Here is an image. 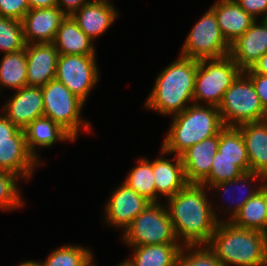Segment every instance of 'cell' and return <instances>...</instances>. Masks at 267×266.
Wrapping results in <instances>:
<instances>
[{
  "label": "cell",
  "instance_id": "cell-38",
  "mask_svg": "<svg viewBox=\"0 0 267 266\" xmlns=\"http://www.w3.org/2000/svg\"><path fill=\"white\" fill-rule=\"evenodd\" d=\"M20 130L2 112L0 113V142L12 141V137Z\"/></svg>",
  "mask_w": 267,
  "mask_h": 266
},
{
  "label": "cell",
  "instance_id": "cell-24",
  "mask_svg": "<svg viewBox=\"0 0 267 266\" xmlns=\"http://www.w3.org/2000/svg\"><path fill=\"white\" fill-rule=\"evenodd\" d=\"M59 55H96L95 44L72 16L62 21L53 41Z\"/></svg>",
  "mask_w": 267,
  "mask_h": 266
},
{
  "label": "cell",
  "instance_id": "cell-11",
  "mask_svg": "<svg viewBox=\"0 0 267 266\" xmlns=\"http://www.w3.org/2000/svg\"><path fill=\"white\" fill-rule=\"evenodd\" d=\"M104 205V222L124 231L150 203L122 182L115 188Z\"/></svg>",
  "mask_w": 267,
  "mask_h": 266
},
{
  "label": "cell",
  "instance_id": "cell-9",
  "mask_svg": "<svg viewBox=\"0 0 267 266\" xmlns=\"http://www.w3.org/2000/svg\"><path fill=\"white\" fill-rule=\"evenodd\" d=\"M180 56L201 60L229 56L230 45L221 34L214 11L209 8L184 40Z\"/></svg>",
  "mask_w": 267,
  "mask_h": 266
},
{
  "label": "cell",
  "instance_id": "cell-35",
  "mask_svg": "<svg viewBox=\"0 0 267 266\" xmlns=\"http://www.w3.org/2000/svg\"><path fill=\"white\" fill-rule=\"evenodd\" d=\"M26 0H0V16L22 21L29 10Z\"/></svg>",
  "mask_w": 267,
  "mask_h": 266
},
{
  "label": "cell",
  "instance_id": "cell-43",
  "mask_svg": "<svg viewBox=\"0 0 267 266\" xmlns=\"http://www.w3.org/2000/svg\"><path fill=\"white\" fill-rule=\"evenodd\" d=\"M264 201H265V206L267 210V178L264 181Z\"/></svg>",
  "mask_w": 267,
  "mask_h": 266
},
{
  "label": "cell",
  "instance_id": "cell-42",
  "mask_svg": "<svg viewBox=\"0 0 267 266\" xmlns=\"http://www.w3.org/2000/svg\"><path fill=\"white\" fill-rule=\"evenodd\" d=\"M19 266H39L35 260H26L22 261V263L19 264Z\"/></svg>",
  "mask_w": 267,
  "mask_h": 266
},
{
  "label": "cell",
  "instance_id": "cell-46",
  "mask_svg": "<svg viewBox=\"0 0 267 266\" xmlns=\"http://www.w3.org/2000/svg\"><path fill=\"white\" fill-rule=\"evenodd\" d=\"M90 1H101V2H108V3H112L111 0H90Z\"/></svg>",
  "mask_w": 267,
  "mask_h": 266
},
{
  "label": "cell",
  "instance_id": "cell-13",
  "mask_svg": "<svg viewBox=\"0 0 267 266\" xmlns=\"http://www.w3.org/2000/svg\"><path fill=\"white\" fill-rule=\"evenodd\" d=\"M267 53V19L255 20L250 28L230 45L229 56L244 71Z\"/></svg>",
  "mask_w": 267,
  "mask_h": 266
},
{
  "label": "cell",
  "instance_id": "cell-36",
  "mask_svg": "<svg viewBox=\"0 0 267 266\" xmlns=\"http://www.w3.org/2000/svg\"><path fill=\"white\" fill-rule=\"evenodd\" d=\"M252 81L260 103L267 115V76L256 73L252 68L243 71Z\"/></svg>",
  "mask_w": 267,
  "mask_h": 266
},
{
  "label": "cell",
  "instance_id": "cell-6",
  "mask_svg": "<svg viewBox=\"0 0 267 266\" xmlns=\"http://www.w3.org/2000/svg\"><path fill=\"white\" fill-rule=\"evenodd\" d=\"M164 204V205H163ZM123 243L128 247L151 244H180L175 236L173 224L166 204L150 202L123 231Z\"/></svg>",
  "mask_w": 267,
  "mask_h": 266
},
{
  "label": "cell",
  "instance_id": "cell-1",
  "mask_svg": "<svg viewBox=\"0 0 267 266\" xmlns=\"http://www.w3.org/2000/svg\"><path fill=\"white\" fill-rule=\"evenodd\" d=\"M207 191L203 184L188 183L165 201L175 236L182 246L207 245L218 223L224 222L222 216L218 218L214 200Z\"/></svg>",
  "mask_w": 267,
  "mask_h": 266
},
{
  "label": "cell",
  "instance_id": "cell-30",
  "mask_svg": "<svg viewBox=\"0 0 267 266\" xmlns=\"http://www.w3.org/2000/svg\"><path fill=\"white\" fill-rule=\"evenodd\" d=\"M246 172H250L249 160L217 158L216 153L212 160L210 174L201 184L209 188L216 183L234 180Z\"/></svg>",
  "mask_w": 267,
  "mask_h": 266
},
{
  "label": "cell",
  "instance_id": "cell-19",
  "mask_svg": "<svg viewBox=\"0 0 267 266\" xmlns=\"http://www.w3.org/2000/svg\"><path fill=\"white\" fill-rule=\"evenodd\" d=\"M218 146L219 133L194 144L180 155L188 183L201 184L209 176Z\"/></svg>",
  "mask_w": 267,
  "mask_h": 266
},
{
  "label": "cell",
  "instance_id": "cell-29",
  "mask_svg": "<svg viewBox=\"0 0 267 266\" xmlns=\"http://www.w3.org/2000/svg\"><path fill=\"white\" fill-rule=\"evenodd\" d=\"M94 256L88 247L67 244L54 249L44 262L36 260V263L39 266H86Z\"/></svg>",
  "mask_w": 267,
  "mask_h": 266
},
{
  "label": "cell",
  "instance_id": "cell-27",
  "mask_svg": "<svg viewBox=\"0 0 267 266\" xmlns=\"http://www.w3.org/2000/svg\"><path fill=\"white\" fill-rule=\"evenodd\" d=\"M234 225L267 233V210L264 201V182L260 191L248 199L231 221Z\"/></svg>",
  "mask_w": 267,
  "mask_h": 266
},
{
  "label": "cell",
  "instance_id": "cell-14",
  "mask_svg": "<svg viewBox=\"0 0 267 266\" xmlns=\"http://www.w3.org/2000/svg\"><path fill=\"white\" fill-rule=\"evenodd\" d=\"M66 16L59 7L29 9L22 19L26 44L53 43Z\"/></svg>",
  "mask_w": 267,
  "mask_h": 266
},
{
  "label": "cell",
  "instance_id": "cell-28",
  "mask_svg": "<svg viewBox=\"0 0 267 266\" xmlns=\"http://www.w3.org/2000/svg\"><path fill=\"white\" fill-rule=\"evenodd\" d=\"M137 164L129 171L123 182L149 202H156L152 161L146 157H141L138 159Z\"/></svg>",
  "mask_w": 267,
  "mask_h": 266
},
{
  "label": "cell",
  "instance_id": "cell-16",
  "mask_svg": "<svg viewBox=\"0 0 267 266\" xmlns=\"http://www.w3.org/2000/svg\"><path fill=\"white\" fill-rule=\"evenodd\" d=\"M27 86L42 87L55 79L58 51L53 43L26 44Z\"/></svg>",
  "mask_w": 267,
  "mask_h": 266
},
{
  "label": "cell",
  "instance_id": "cell-34",
  "mask_svg": "<svg viewBox=\"0 0 267 266\" xmlns=\"http://www.w3.org/2000/svg\"><path fill=\"white\" fill-rule=\"evenodd\" d=\"M175 266H223L207 245L182 246Z\"/></svg>",
  "mask_w": 267,
  "mask_h": 266
},
{
  "label": "cell",
  "instance_id": "cell-18",
  "mask_svg": "<svg viewBox=\"0 0 267 266\" xmlns=\"http://www.w3.org/2000/svg\"><path fill=\"white\" fill-rule=\"evenodd\" d=\"M160 148L161 157L158 156L152 161L156 202H160L161 197L166 199L172 197L188 184L181 156L174 155L173 159L165 158L167 152Z\"/></svg>",
  "mask_w": 267,
  "mask_h": 266
},
{
  "label": "cell",
  "instance_id": "cell-17",
  "mask_svg": "<svg viewBox=\"0 0 267 266\" xmlns=\"http://www.w3.org/2000/svg\"><path fill=\"white\" fill-rule=\"evenodd\" d=\"M265 180H266V177L260 173L246 172V173H243L240 177L235 178L234 180L216 183L214 185H211L208 188L209 190L211 189V191H209L210 194L215 191L214 192L215 194H213V196H215L216 192H218L219 193L218 195H223L221 198L227 195V197L230 196L228 200L232 199L231 203L229 202L230 205L229 206L227 205L225 207L226 209L224 208L223 210H221L222 208H219L220 213H222V211H224L226 214L229 213L228 217H225L226 219H224V222L225 221L231 222L235 218V216L239 213L240 208L244 205V203L260 191L261 186ZM244 187H247V188H244ZM230 189L232 190L231 191L232 195H230L231 194ZM220 192H223V193L221 194ZM234 192H237V193L240 192L242 196L237 195V197H235Z\"/></svg>",
  "mask_w": 267,
  "mask_h": 266
},
{
  "label": "cell",
  "instance_id": "cell-39",
  "mask_svg": "<svg viewBox=\"0 0 267 266\" xmlns=\"http://www.w3.org/2000/svg\"><path fill=\"white\" fill-rule=\"evenodd\" d=\"M89 1L90 0H57V7H59L67 16H72Z\"/></svg>",
  "mask_w": 267,
  "mask_h": 266
},
{
  "label": "cell",
  "instance_id": "cell-8",
  "mask_svg": "<svg viewBox=\"0 0 267 266\" xmlns=\"http://www.w3.org/2000/svg\"><path fill=\"white\" fill-rule=\"evenodd\" d=\"M218 109L222 122L227 127H238L267 119L255 87L244 72L226 90Z\"/></svg>",
  "mask_w": 267,
  "mask_h": 266
},
{
  "label": "cell",
  "instance_id": "cell-23",
  "mask_svg": "<svg viewBox=\"0 0 267 266\" xmlns=\"http://www.w3.org/2000/svg\"><path fill=\"white\" fill-rule=\"evenodd\" d=\"M244 139L250 172L267 178V119L242 124L237 127Z\"/></svg>",
  "mask_w": 267,
  "mask_h": 266
},
{
  "label": "cell",
  "instance_id": "cell-15",
  "mask_svg": "<svg viewBox=\"0 0 267 266\" xmlns=\"http://www.w3.org/2000/svg\"><path fill=\"white\" fill-rule=\"evenodd\" d=\"M40 165L27 149L24 129H20L12 141L0 142V170L15 174L21 181H28Z\"/></svg>",
  "mask_w": 267,
  "mask_h": 266
},
{
  "label": "cell",
  "instance_id": "cell-12",
  "mask_svg": "<svg viewBox=\"0 0 267 266\" xmlns=\"http://www.w3.org/2000/svg\"><path fill=\"white\" fill-rule=\"evenodd\" d=\"M2 113L20 129L26 128L36 118L44 116L41 87L25 86L15 90L3 104Z\"/></svg>",
  "mask_w": 267,
  "mask_h": 266
},
{
  "label": "cell",
  "instance_id": "cell-4",
  "mask_svg": "<svg viewBox=\"0 0 267 266\" xmlns=\"http://www.w3.org/2000/svg\"><path fill=\"white\" fill-rule=\"evenodd\" d=\"M171 126L161 145L167 155H181L194 144L220 133L225 127L218 107L191 104L171 117Z\"/></svg>",
  "mask_w": 267,
  "mask_h": 266
},
{
  "label": "cell",
  "instance_id": "cell-26",
  "mask_svg": "<svg viewBox=\"0 0 267 266\" xmlns=\"http://www.w3.org/2000/svg\"><path fill=\"white\" fill-rule=\"evenodd\" d=\"M2 55L0 59V91L4 87L15 91L27 86L26 50Z\"/></svg>",
  "mask_w": 267,
  "mask_h": 266
},
{
  "label": "cell",
  "instance_id": "cell-37",
  "mask_svg": "<svg viewBox=\"0 0 267 266\" xmlns=\"http://www.w3.org/2000/svg\"><path fill=\"white\" fill-rule=\"evenodd\" d=\"M240 7L255 20L267 19V0H236Z\"/></svg>",
  "mask_w": 267,
  "mask_h": 266
},
{
  "label": "cell",
  "instance_id": "cell-31",
  "mask_svg": "<svg viewBox=\"0 0 267 266\" xmlns=\"http://www.w3.org/2000/svg\"><path fill=\"white\" fill-rule=\"evenodd\" d=\"M217 158L248 160L246 145L237 127L225 126L220 131Z\"/></svg>",
  "mask_w": 267,
  "mask_h": 266
},
{
  "label": "cell",
  "instance_id": "cell-25",
  "mask_svg": "<svg viewBox=\"0 0 267 266\" xmlns=\"http://www.w3.org/2000/svg\"><path fill=\"white\" fill-rule=\"evenodd\" d=\"M181 244H151L131 247L128 258L134 266H175Z\"/></svg>",
  "mask_w": 267,
  "mask_h": 266
},
{
  "label": "cell",
  "instance_id": "cell-22",
  "mask_svg": "<svg viewBox=\"0 0 267 266\" xmlns=\"http://www.w3.org/2000/svg\"><path fill=\"white\" fill-rule=\"evenodd\" d=\"M210 8L216 14L221 34L229 45L243 35L255 21L236 0H216Z\"/></svg>",
  "mask_w": 267,
  "mask_h": 266
},
{
  "label": "cell",
  "instance_id": "cell-44",
  "mask_svg": "<svg viewBox=\"0 0 267 266\" xmlns=\"http://www.w3.org/2000/svg\"><path fill=\"white\" fill-rule=\"evenodd\" d=\"M116 266H134L133 264H132V262L127 258V259H124V261L123 262H120L118 265H116Z\"/></svg>",
  "mask_w": 267,
  "mask_h": 266
},
{
  "label": "cell",
  "instance_id": "cell-2",
  "mask_svg": "<svg viewBox=\"0 0 267 266\" xmlns=\"http://www.w3.org/2000/svg\"><path fill=\"white\" fill-rule=\"evenodd\" d=\"M197 60L179 55V58L161 70L154 87L146 97L145 107L163 116H174L194 102Z\"/></svg>",
  "mask_w": 267,
  "mask_h": 266
},
{
  "label": "cell",
  "instance_id": "cell-10",
  "mask_svg": "<svg viewBox=\"0 0 267 266\" xmlns=\"http://www.w3.org/2000/svg\"><path fill=\"white\" fill-rule=\"evenodd\" d=\"M98 68L96 55H59L55 79L86 103L100 80Z\"/></svg>",
  "mask_w": 267,
  "mask_h": 266
},
{
  "label": "cell",
  "instance_id": "cell-41",
  "mask_svg": "<svg viewBox=\"0 0 267 266\" xmlns=\"http://www.w3.org/2000/svg\"><path fill=\"white\" fill-rule=\"evenodd\" d=\"M252 69L261 75L267 76V53H265L253 66Z\"/></svg>",
  "mask_w": 267,
  "mask_h": 266
},
{
  "label": "cell",
  "instance_id": "cell-21",
  "mask_svg": "<svg viewBox=\"0 0 267 266\" xmlns=\"http://www.w3.org/2000/svg\"><path fill=\"white\" fill-rule=\"evenodd\" d=\"M24 133L29 153L42 166L44 161L39 160L40 157L37 154L38 150L41 148H51L58 141H75V139L66 130L46 116L36 118L26 128H24Z\"/></svg>",
  "mask_w": 267,
  "mask_h": 266
},
{
  "label": "cell",
  "instance_id": "cell-40",
  "mask_svg": "<svg viewBox=\"0 0 267 266\" xmlns=\"http://www.w3.org/2000/svg\"><path fill=\"white\" fill-rule=\"evenodd\" d=\"M30 9L57 7V0H26Z\"/></svg>",
  "mask_w": 267,
  "mask_h": 266
},
{
  "label": "cell",
  "instance_id": "cell-7",
  "mask_svg": "<svg viewBox=\"0 0 267 266\" xmlns=\"http://www.w3.org/2000/svg\"><path fill=\"white\" fill-rule=\"evenodd\" d=\"M44 102V116L66 130L75 140L80 129L90 132L91 123L82 118L86 103L74 95L62 82L50 80L41 87Z\"/></svg>",
  "mask_w": 267,
  "mask_h": 266
},
{
  "label": "cell",
  "instance_id": "cell-3",
  "mask_svg": "<svg viewBox=\"0 0 267 266\" xmlns=\"http://www.w3.org/2000/svg\"><path fill=\"white\" fill-rule=\"evenodd\" d=\"M207 246L223 266H267V236L261 231L219 222Z\"/></svg>",
  "mask_w": 267,
  "mask_h": 266
},
{
  "label": "cell",
  "instance_id": "cell-33",
  "mask_svg": "<svg viewBox=\"0 0 267 266\" xmlns=\"http://www.w3.org/2000/svg\"><path fill=\"white\" fill-rule=\"evenodd\" d=\"M19 180L21 181L15 174L0 170V210L9 212L25 205Z\"/></svg>",
  "mask_w": 267,
  "mask_h": 266
},
{
  "label": "cell",
  "instance_id": "cell-20",
  "mask_svg": "<svg viewBox=\"0 0 267 266\" xmlns=\"http://www.w3.org/2000/svg\"><path fill=\"white\" fill-rule=\"evenodd\" d=\"M118 14L113 3L89 1L78 9L72 18L77 22L79 28L95 41L113 25Z\"/></svg>",
  "mask_w": 267,
  "mask_h": 266
},
{
  "label": "cell",
  "instance_id": "cell-5",
  "mask_svg": "<svg viewBox=\"0 0 267 266\" xmlns=\"http://www.w3.org/2000/svg\"><path fill=\"white\" fill-rule=\"evenodd\" d=\"M243 71L230 56L197 60L194 102L219 107L226 90Z\"/></svg>",
  "mask_w": 267,
  "mask_h": 266
},
{
  "label": "cell",
  "instance_id": "cell-32",
  "mask_svg": "<svg viewBox=\"0 0 267 266\" xmlns=\"http://www.w3.org/2000/svg\"><path fill=\"white\" fill-rule=\"evenodd\" d=\"M22 21L0 16V54L25 49Z\"/></svg>",
  "mask_w": 267,
  "mask_h": 266
},
{
  "label": "cell",
  "instance_id": "cell-45",
  "mask_svg": "<svg viewBox=\"0 0 267 266\" xmlns=\"http://www.w3.org/2000/svg\"><path fill=\"white\" fill-rule=\"evenodd\" d=\"M94 260L92 259L86 266H97L95 265Z\"/></svg>",
  "mask_w": 267,
  "mask_h": 266
}]
</instances>
